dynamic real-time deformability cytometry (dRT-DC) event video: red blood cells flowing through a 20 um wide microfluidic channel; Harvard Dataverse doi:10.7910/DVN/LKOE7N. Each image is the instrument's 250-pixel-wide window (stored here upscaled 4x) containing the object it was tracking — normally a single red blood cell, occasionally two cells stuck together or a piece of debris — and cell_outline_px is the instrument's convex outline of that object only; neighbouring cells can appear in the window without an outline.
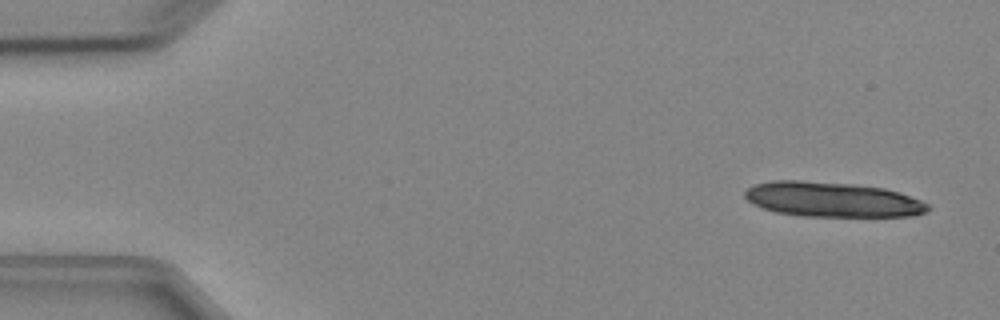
{"species": "Egyptian fruit bat (a non-hibernating species)", "species_latin": "Rousettus aegyptiacus", "temperature_condition": "cold", "stored_images_in_passage": 5, "camera_frame_rate_fps": 3000, "um_per_image_px": 0.085, "animal": {"sex": "female"}, "frame": {"image": 1, "passage_image": 1, "time_ms": 0.0, "image_size_px": [1000, 320], "cell_outline_px": [[932, 208], [928, 212], [912, 216], [804, 216], [776, 212], [752, 204], [744, 196], [744, 192], [748, 188], [756, 184], [772, 180], [800, 180], [852, 184], [884, 188], [900, 192], [920, 200], [928, 204]], "centroid_in_image_um": [70.77, 16.96], "position_along_channel_um": 14.2, "area_um2": 37.28}}
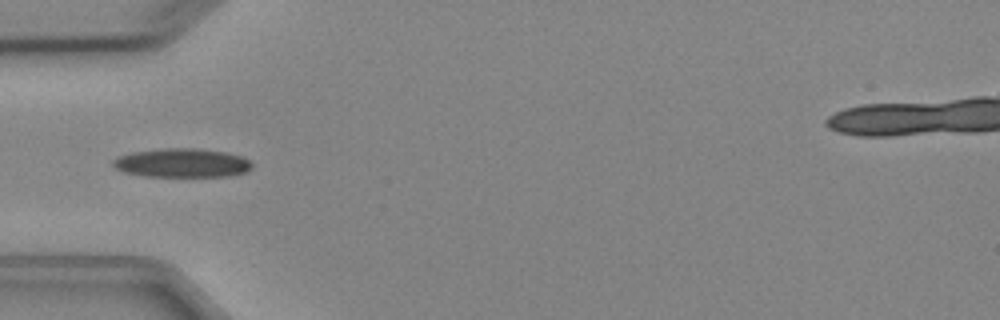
{"frame": {"image": 2, "passage_image": 5, "time_ms": 4.667, "image_size_px": [1000, 320], "cell_outline_px": [[252, 168], [248, 172], [228, 176], [144, 176], [124, 172], [116, 168], [112, 164], [112, 160], [120, 156], [132, 152], [160, 148], [200, 148], [228, 152], [240, 156], [248, 160], [252, 164]], "centroid_in_image_um": [15.49, 13.84], "position_along_channel_um": 69.5, "area_um2": 23.52}}